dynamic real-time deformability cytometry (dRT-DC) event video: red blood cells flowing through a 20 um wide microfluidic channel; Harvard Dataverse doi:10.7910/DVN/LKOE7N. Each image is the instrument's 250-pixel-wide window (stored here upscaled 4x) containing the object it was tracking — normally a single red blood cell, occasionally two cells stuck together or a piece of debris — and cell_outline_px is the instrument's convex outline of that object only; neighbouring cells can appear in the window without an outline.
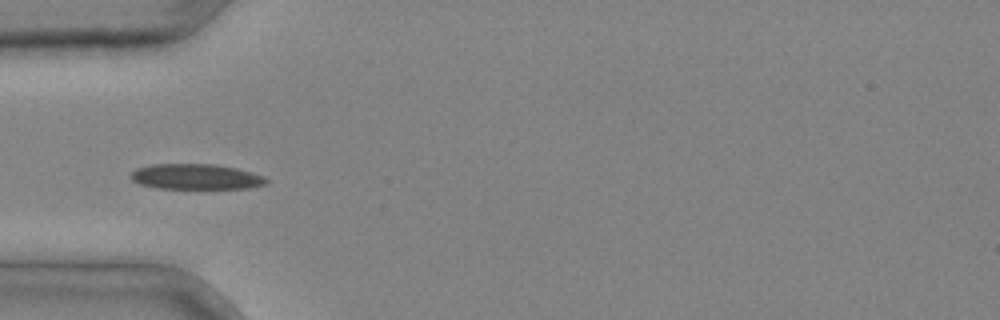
{"species": "common noctule bat (a hibernating species)", "species_latin": "Nyctalus noctula", "temperature_condition": "cold", "stored_images_in_passage": 5, "camera_frame_rate_fps": 3000, "um_per_image_px": 0.085, "animal": {"sex": "male", "body_mass_g": 20.4}, "frame": {"image": 1, "passage_image": 4, "time_ms": 1.0, "image_size_px": [1000, 320], "cell_outline_px": [[268, 184], [248, 188], [156, 188], [140, 184], [132, 180], [128, 176], [136, 168], [152, 164], [216, 164], [236, 168], [252, 172], [264, 176], [268, 180]], "centroid_in_image_um": [16.65, 15.01], "position_along_channel_um": 68.3, "area_um2": 20.17}}